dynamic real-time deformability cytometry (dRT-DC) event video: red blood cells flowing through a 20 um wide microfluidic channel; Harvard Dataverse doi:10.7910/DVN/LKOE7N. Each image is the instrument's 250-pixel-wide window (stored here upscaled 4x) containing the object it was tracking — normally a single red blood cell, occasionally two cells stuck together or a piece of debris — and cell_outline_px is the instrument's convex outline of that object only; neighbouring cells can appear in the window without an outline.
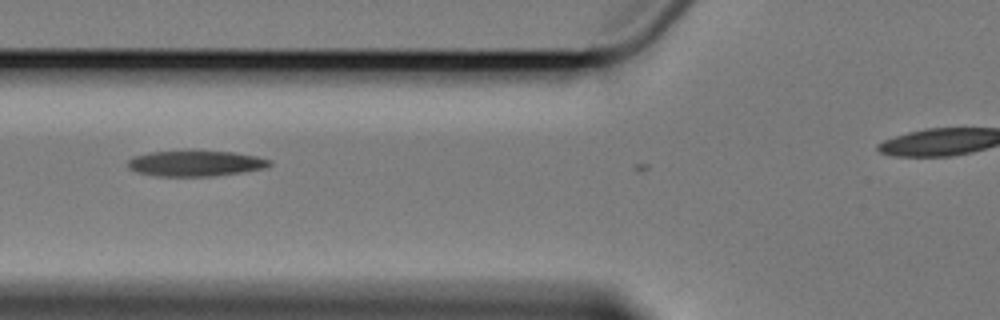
{"species": "Egyptian fruit bat (a non-hibernating species)", "species_latin": "Rousettus aegyptiacus", "temperature_condition": "cold", "stored_images_in_passage": 3, "camera_frame_rate_fps": 3000, "um_per_image_px": 0.085, "animal": {"sex": "female"}, "frame": {"image": 1, "passage_image": 2, "time_ms": 1.333, "image_size_px": [1000, 320], "cell_outline_px": [[272, 164], [264, 168], [244, 172], [212, 176], [156, 176], [136, 172], [128, 168], [128, 160], [132, 156], [152, 152], [192, 148], [232, 152], [256, 156], [272, 160]], "centroid_in_image_um": [16.6, 13.85], "position_along_channel_um": 109.2, "area_um2": 22.08}}